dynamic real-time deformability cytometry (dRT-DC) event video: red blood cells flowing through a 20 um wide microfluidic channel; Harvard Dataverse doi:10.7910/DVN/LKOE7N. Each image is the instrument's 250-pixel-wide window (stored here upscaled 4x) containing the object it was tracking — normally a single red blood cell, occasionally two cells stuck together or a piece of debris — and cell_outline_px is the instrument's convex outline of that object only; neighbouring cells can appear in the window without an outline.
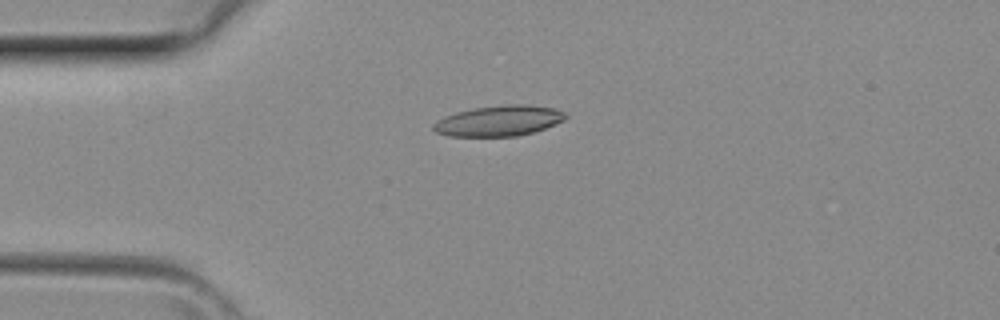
{"species": "common noctule bat (a hibernating species)", "species_latin": "Nyctalus noctula", "temperature_condition": "room temperature", "stored_images_in_passage": 5, "camera_frame_rate_fps": 3000, "um_per_image_px": 0.085, "animal": {"sex": "female", "body_mass_g": 29.2, "forearm_length_mm": 56.3}, "frame": {"image": 1, "passage_image": 3, "time_ms": 0.667, "image_size_px": [1000, 320], "cell_outline_px": [[568, 116], [564, 120], [556, 124], [532, 132], [516, 136], [448, 136], [436, 132], [432, 128], [432, 124], [436, 120], [444, 116], [456, 112], [476, 108], [508, 104], [528, 104], [556, 108], [564, 112]], "centroid_in_image_um": [42.4, 10.26], "position_along_channel_um": 42.6, "area_um2": 23.58}}